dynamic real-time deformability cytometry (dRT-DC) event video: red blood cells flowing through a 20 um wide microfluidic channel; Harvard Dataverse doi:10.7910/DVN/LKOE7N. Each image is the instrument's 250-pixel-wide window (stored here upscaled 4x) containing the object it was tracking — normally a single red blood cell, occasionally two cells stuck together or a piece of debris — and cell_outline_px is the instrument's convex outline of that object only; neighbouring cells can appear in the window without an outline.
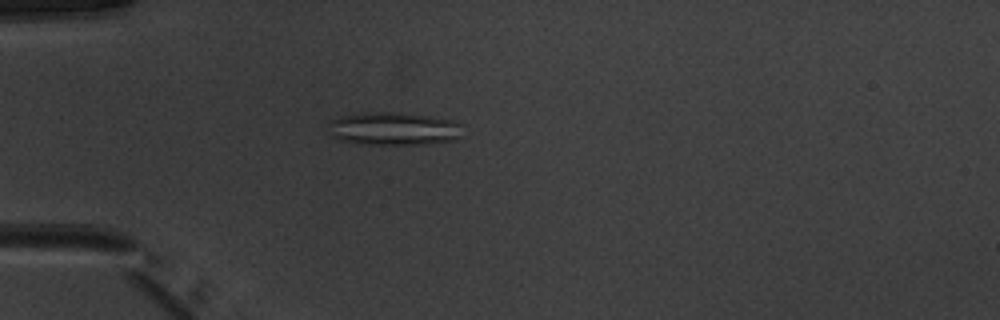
{"species": "common noctule bat (a hibernating species)", "species_latin": "Nyctalus noctula", "temperature_condition": "warm", "stored_images_in_passage": 41, "camera_frame_rate_fps": 3000, "um_per_image_px": 0.085, "animal": {"sex": "male", "body_mass_g": 20.1, "forearm_length_mm": 53.5}, "frame": {"image": 1, "passage_image": 5, "time_ms": 1.333, "image_size_px": [1000, 320], "cell_outline_px": [[464, 136], [456, 140], [428, 144], [356, 144], [340, 140], [332, 136], [332, 120], [340, 116], [364, 112], [392, 112], [432, 116], [456, 120], [464, 124]], "centroid_in_image_um": [33.62, 10.94], "position_along_channel_um": 51.4, "area_um2": 26.3}}
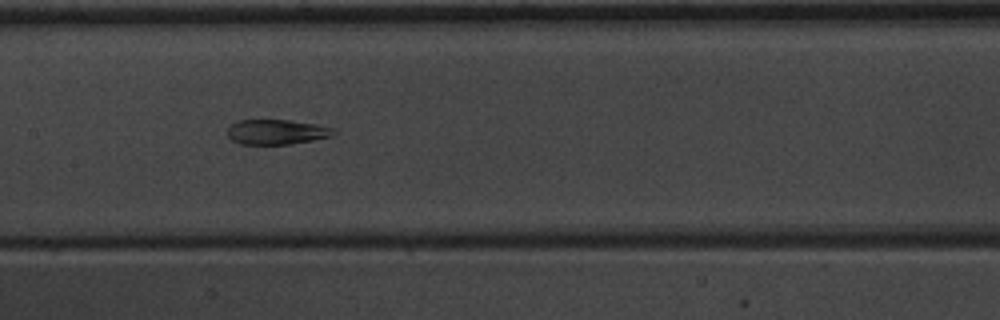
{"frame": {"image": 2, "passage_image": 16, "time_ms": 5.0, "image_size_px": [1000, 320], "cell_outline_px": [[336, 132], [332, 136], [312, 140], [288, 144], [240, 144], [232, 140], [228, 136], [228, 128], [236, 120], [288, 120], [316, 124], [336, 128]], "centroid_in_image_um": [23.52, 11.21], "position_along_channel_um": 183.9, "area_um2": 15.43}}
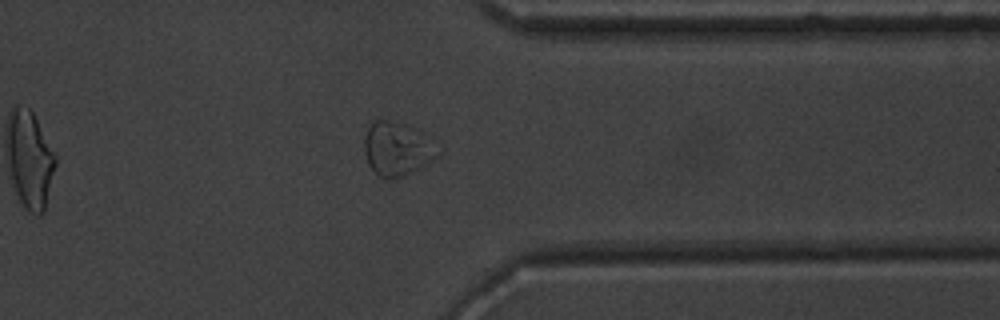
{"frame": {"image": 3, "passage_image": 31, "time_ms": 10.0, "image_size_px": [1000, 320], "cell_outline_px": [[440, 156], [428, 164], [404, 176], [388, 180], [380, 176], [368, 164], [364, 152], [364, 140], [368, 128], [372, 120], [388, 120], [404, 124], [416, 132], [440, 152]], "centroid_in_image_um": [33.69, 12.7], "position_along_channel_um": 377.7, "area_um2": 22.37}}